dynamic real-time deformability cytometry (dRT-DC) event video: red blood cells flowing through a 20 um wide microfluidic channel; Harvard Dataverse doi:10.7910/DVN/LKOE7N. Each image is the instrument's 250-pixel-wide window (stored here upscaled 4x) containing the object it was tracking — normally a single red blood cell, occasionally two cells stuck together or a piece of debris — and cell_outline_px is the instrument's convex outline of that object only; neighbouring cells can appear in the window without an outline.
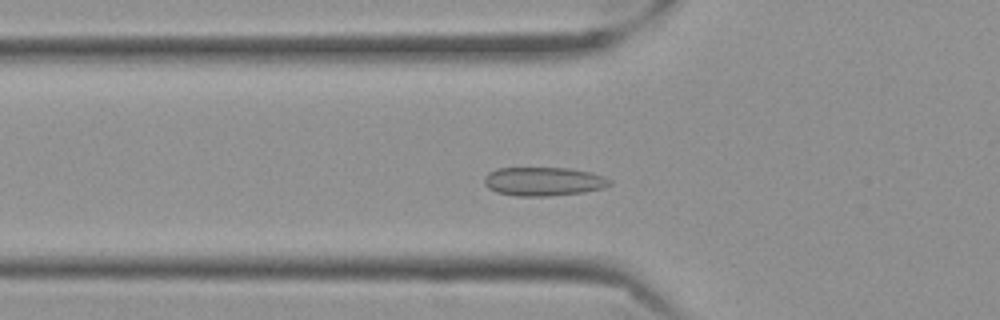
{"species": "Egyptian fruit bat (a non-hibernating species)", "species_latin": "Rousettus aegyptiacus", "temperature_condition": "cold", "stored_images_in_passage": 55, "camera_frame_rate_fps": 3000, "um_per_image_px": 0.085, "frame": {"image": 1, "passage_image": 17, "time_ms": 5.333, "image_size_px": [1000, 320], "cell_outline_px": [[612, 184], [604, 188], [584, 192], [548, 196], [516, 196], [496, 192], [488, 188], [484, 184], [484, 176], [488, 172], [496, 168], [568, 168], [588, 172], [604, 176], [612, 180]], "centroid_in_image_um": [46.18, 15.42], "position_along_channel_um": 79.6, "area_um2": 21.15}}
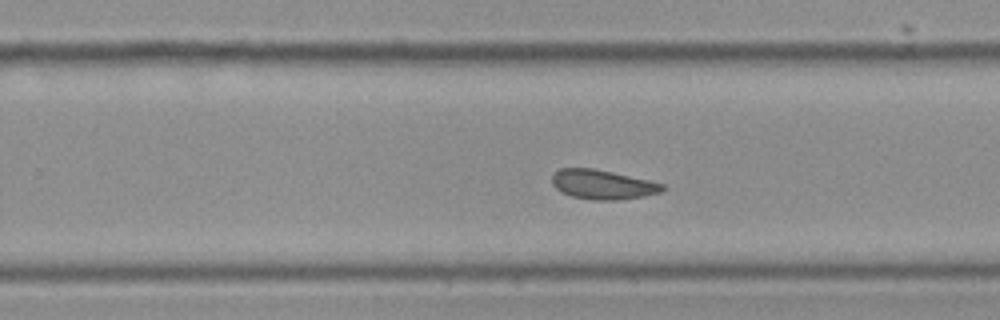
{"frame": {"image": 2, "passage_image": 34, "time_ms": 11.0, "image_size_px": [1000, 320], "cell_outline_px": [[668, 188], [660, 192], [644, 196], [616, 200], [592, 200], [572, 196], [560, 192], [552, 184], [552, 176], [560, 168], [592, 168], [612, 172], [648, 180], [664, 184]], "centroid_in_image_um": [51.22, 15.69], "position_along_channel_um": 278.6, "area_um2": 18.9}}
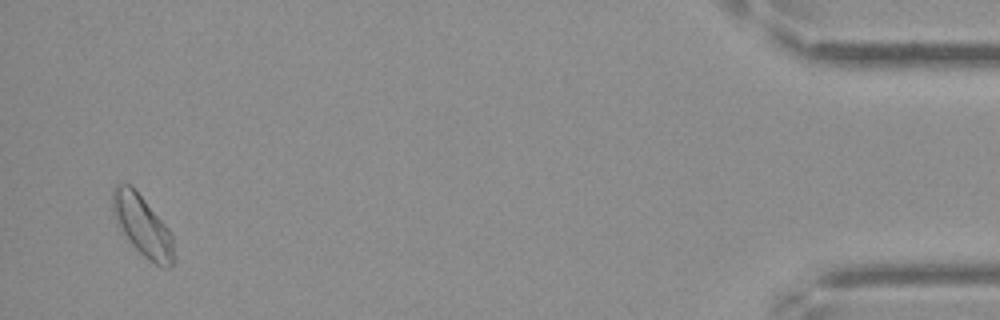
{"frame": {"image": 3, "passage_image": 53, "time_ms": 17.333, "image_size_px": [1000, 320], "cell_outline_px": [[176, 260], [172, 268], [164, 268], [156, 264], [144, 256], [128, 240], [116, 224], [112, 212], [112, 188], [116, 184], [128, 184], [140, 196], [168, 228], [172, 236]], "centroid_in_image_um": [12.11, 19.24], "position_along_channel_um": 423.1, "area_um2": 21.56}, "authors_computed_cell_mechanics": {"area_um2": 19.7676, "velocity_mm_per_s": 3.4981, "shape_relaxation_time_tau1_ms": null, "shape_relaxation_time_tau2_ms": 2.6529, "deformation_change_tau1": null, "deformation_change_tau2": 0.0561}}